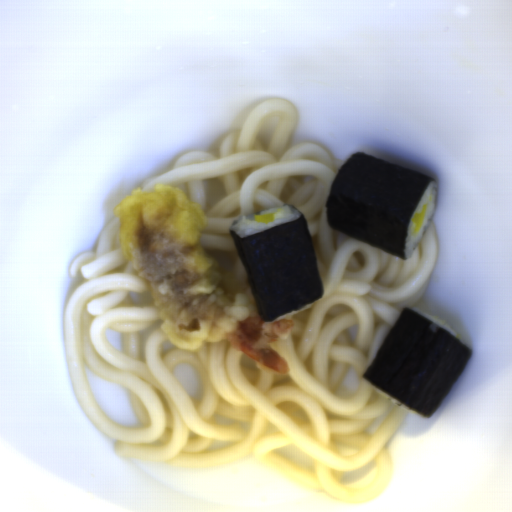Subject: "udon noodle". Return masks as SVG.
I'll return each mask as SVG.
<instances>
[{
	"label": "udon noodle",
	"instance_id": "d5520da0",
	"mask_svg": "<svg viewBox=\"0 0 512 512\" xmlns=\"http://www.w3.org/2000/svg\"><path fill=\"white\" fill-rule=\"evenodd\" d=\"M296 120L288 100H263L239 131L179 155L140 188H182L204 214L205 248L252 293L232 221L281 205L302 213L323 297L286 317L292 330L272 350L287 374L259 368L226 339L196 351L170 342L149 284L124 254L118 216L70 263V277L82 280L63 307L65 360L81 411L117 456L190 469L253 458L334 500L361 504L387 489L388 445L409 413L364 373L402 311L421 303L438 259L436 230L431 222L401 259L332 228L326 203L345 162L309 141L290 146ZM179 362L198 371L194 397L173 378ZM84 366L129 390L138 422L124 427L103 415Z\"/></svg>",
	"mask_w": 512,
	"mask_h": 512
}]
</instances>
